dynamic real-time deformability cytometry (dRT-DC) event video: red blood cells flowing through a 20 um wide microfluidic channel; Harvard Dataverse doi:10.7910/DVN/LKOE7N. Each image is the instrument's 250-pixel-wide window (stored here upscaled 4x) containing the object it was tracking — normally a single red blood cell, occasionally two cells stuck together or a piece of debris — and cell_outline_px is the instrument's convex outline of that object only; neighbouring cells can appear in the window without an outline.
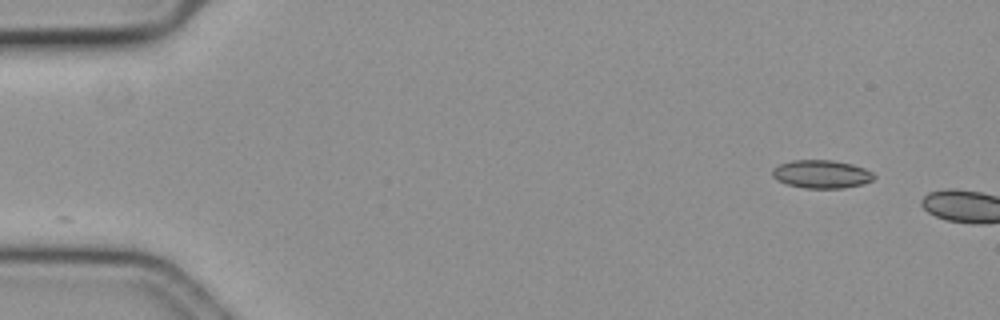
{"species": "common noctule bat (a hibernating species)", "species_latin": "Nyctalus noctula", "temperature_condition": "cold", "stored_images_in_passage": 4, "camera_frame_rate_fps": 3000, "um_per_image_px": 0.085, "animal": {"sex": "female", "body_mass_g": 19.3, "forearm_length_mm": 54.1}, "frame": {"image": 1, "passage_image": 1, "time_ms": 0.0, "image_size_px": [1000, 320], "cell_outline_px": [[876, 176], [872, 180], [864, 184], [844, 188], [804, 188], [788, 184], [776, 180], [772, 176], [772, 168], [780, 164], [792, 160], [832, 160], [852, 164], [864, 168], [872, 172]], "centroid_in_image_um": [69.83, 14.8], "position_along_channel_um": 15.2, "area_um2": 16.76}}